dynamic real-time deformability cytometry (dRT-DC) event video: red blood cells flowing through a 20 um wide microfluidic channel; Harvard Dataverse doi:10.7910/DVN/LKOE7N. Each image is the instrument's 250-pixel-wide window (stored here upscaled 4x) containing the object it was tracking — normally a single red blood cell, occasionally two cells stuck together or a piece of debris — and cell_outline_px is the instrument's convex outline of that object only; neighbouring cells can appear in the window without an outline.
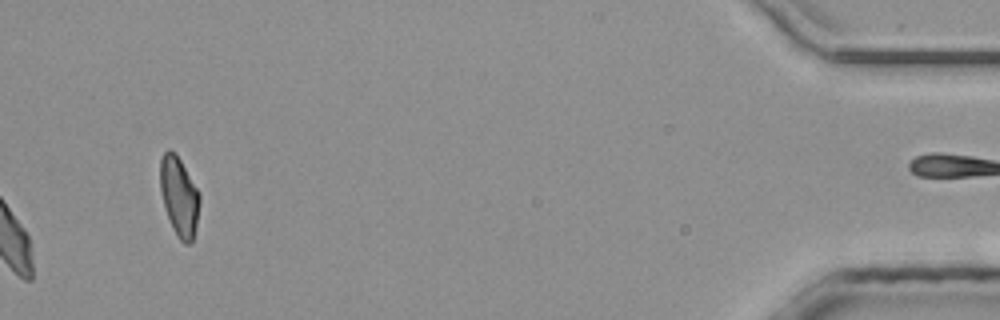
{"species": "common noctule bat (a hibernating species)", "species_latin": "Nyctalus noctula", "temperature_condition": "room temperature", "stored_images_in_passage": 41, "camera_frame_rate_fps": 3000, "um_per_image_px": 0.085, "animal": {"sex": "male", "body_mass_g": 20.4}, "frame": {"image": 1, "passage_image": 41, "time_ms": 13.333, "image_size_px": [1000, 320], "cell_outline_px": [[200, 200], [196, 224], [192, 244], [184, 244], [180, 240], [168, 216], [160, 192], [160, 160], [164, 152], [168, 148], [176, 152], [200, 192]], "centroid_in_image_um": [15.23, 16.64], "position_along_channel_um": 420.0, "area_um2": 18.21}}